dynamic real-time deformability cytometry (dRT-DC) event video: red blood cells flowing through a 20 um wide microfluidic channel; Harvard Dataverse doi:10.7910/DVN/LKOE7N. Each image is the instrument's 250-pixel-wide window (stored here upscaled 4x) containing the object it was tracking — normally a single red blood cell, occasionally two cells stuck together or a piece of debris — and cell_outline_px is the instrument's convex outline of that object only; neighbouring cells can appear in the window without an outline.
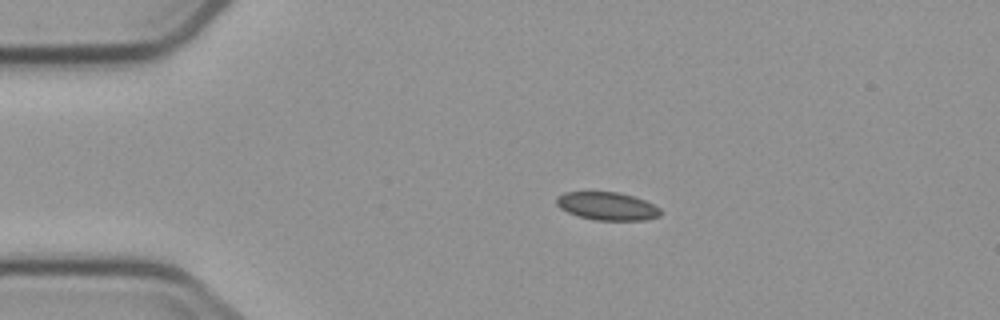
{"species": "common noctule bat (a hibernating species)", "species_latin": "Nyctalus noctula", "temperature_condition": "cold", "stored_images_in_passage": 5, "segment_of_instrument_passage": [1, 2], "camera_frame_rate_fps": 3000, "um_per_image_px": 0.085, "animal": {"sex": "male", "body_mass_g": 23.1, "forearm_length_mm": 52.7}, "frame": {"image": 1, "passage_image": 3, "time_ms": 2.333, "image_size_px": [1000, 320], "cell_outline_px": [[660, 216], [644, 220], [596, 220], [576, 216], [560, 208], [556, 204], [556, 196], [564, 192], [620, 192], [644, 200], [660, 208]], "centroid_in_image_um": [51.58, 17.52], "position_along_channel_um": 33.4, "area_um2": 16.99}}